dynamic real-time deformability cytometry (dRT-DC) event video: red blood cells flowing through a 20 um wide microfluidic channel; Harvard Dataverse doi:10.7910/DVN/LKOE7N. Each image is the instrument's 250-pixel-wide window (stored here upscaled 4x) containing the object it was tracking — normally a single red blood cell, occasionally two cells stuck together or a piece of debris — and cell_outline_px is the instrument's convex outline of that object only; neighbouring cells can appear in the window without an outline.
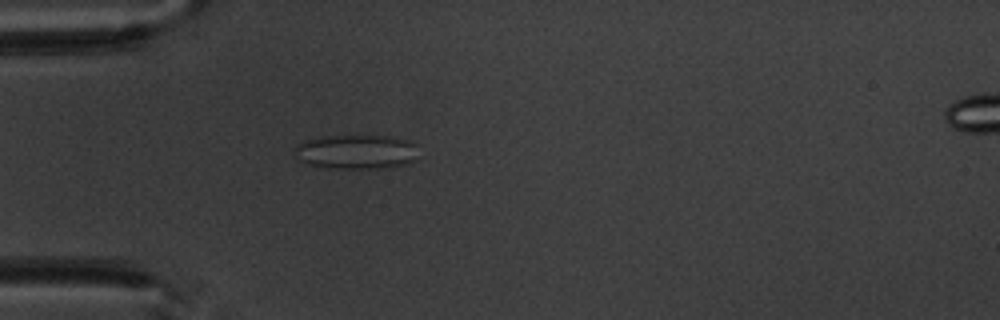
{"species": "common noctule bat (a hibernating species)", "species_latin": "Nyctalus noctula", "temperature_condition": "warm", "stored_images_in_passage": 6, "camera_frame_rate_fps": 3000, "um_per_image_px": 0.085, "animal": {"sex": "male", "body_mass_g": 20.1, "forearm_length_mm": 53.5}, "frame": {"image": 1, "passage_image": 5, "time_ms": 4.667, "image_size_px": [1000, 320], "cell_outline_px": [[416, 160], [404, 164], [384, 168], [328, 168], [308, 164], [296, 160], [296, 144], [304, 140], [320, 136], [388, 136], [412, 140], [416, 144]], "centroid_in_image_um": [30.27, 12.9], "position_along_channel_um": 54.7, "area_um2": 25.03}}